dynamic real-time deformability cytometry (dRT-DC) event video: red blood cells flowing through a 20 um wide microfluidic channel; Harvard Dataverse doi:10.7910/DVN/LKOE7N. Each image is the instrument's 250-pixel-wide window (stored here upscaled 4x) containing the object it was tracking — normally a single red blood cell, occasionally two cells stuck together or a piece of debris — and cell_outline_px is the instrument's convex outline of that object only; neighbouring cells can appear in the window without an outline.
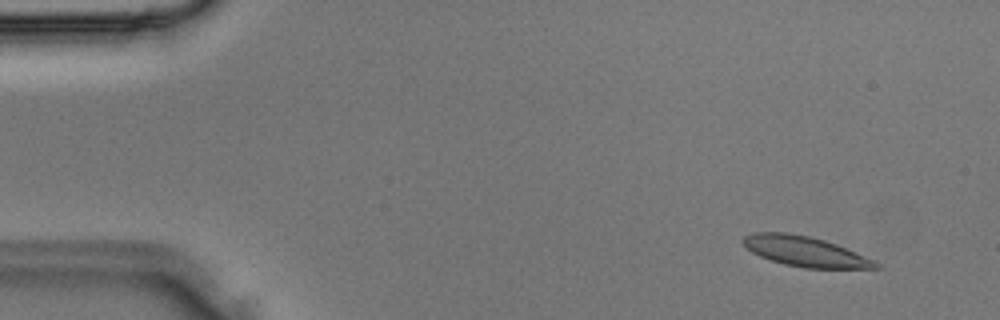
{"species": "Egyptian fruit bat (a non-hibernating species)", "species_latin": "Rousettus aegyptiacus", "temperature_condition": "room temperature", "stored_images_in_passage": 3, "camera_frame_rate_fps": 3000, "um_per_image_px": 0.085, "animal": {"sex": "male"}, "frame": {"image": 1, "passage_image": 1, "time_ms": 0.0, "image_size_px": [1000, 320], "cell_outline_px": [[884, 268], [804, 268], [784, 264], [760, 256], [752, 252], [740, 240], [744, 236], [756, 232], [788, 232], [808, 236], [824, 240], [836, 244], [876, 260]], "centroid_in_image_um": [68.46, 21.37], "position_along_channel_um": 16.5, "area_um2": 23.24}}